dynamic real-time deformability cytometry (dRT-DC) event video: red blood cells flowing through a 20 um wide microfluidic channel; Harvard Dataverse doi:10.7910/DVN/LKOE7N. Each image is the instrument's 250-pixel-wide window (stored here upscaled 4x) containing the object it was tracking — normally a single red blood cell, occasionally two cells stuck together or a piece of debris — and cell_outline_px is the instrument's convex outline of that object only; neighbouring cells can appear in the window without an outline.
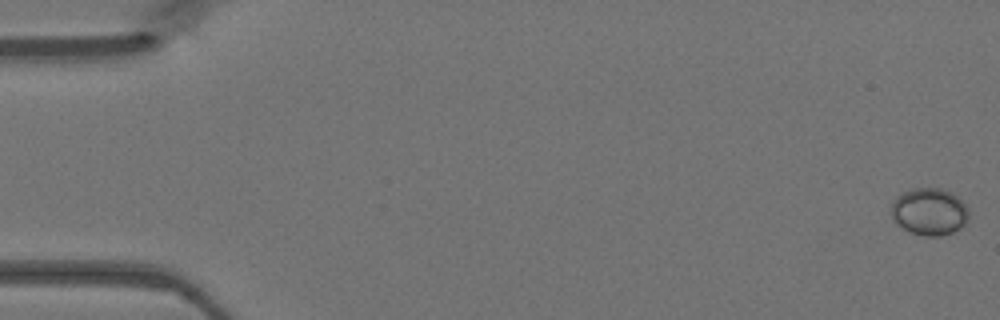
{"species": "Egyptian fruit bat (a non-hibernating species)", "species_latin": "Rousettus aegyptiacus", "temperature_condition": "warm", "stored_images_in_passage": 48, "camera_frame_rate_fps": 3000, "um_per_image_px": 0.085, "animal": {"sex": "female"}, "frame": {"image": 1, "passage_image": 1, "time_ms": 0.0, "image_size_px": [1000, 320], "cell_outline_px": [[968, 220], [960, 228], [952, 232], [940, 236], [924, 236], [908, 232], [896, 224], [892, 220], [892, 200], [896, 196], [912, 188], [940, 188], [956, 196], [968, 208]], "centroid_in_image_um": [78.96, 18.0], "position_along_channel_um": 6.0, "area_um2": 21.39}}
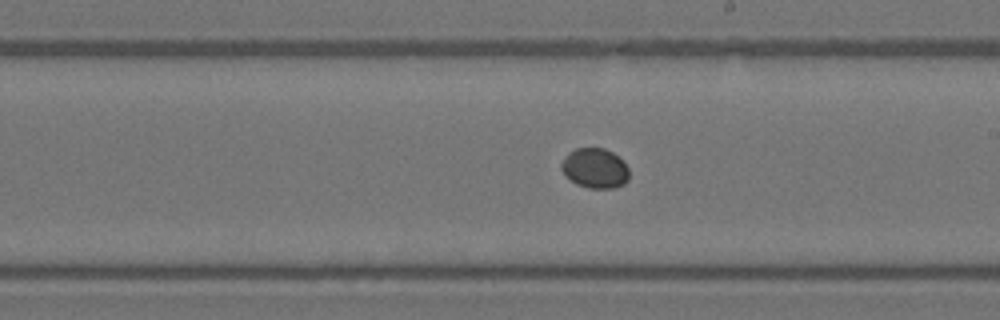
{"frame": {"image": 2, "passage_image": 28, "time_ms": 9.0, "image_size_px": [1000, 320], "cell_outline_px": [[628, 180], [624, 184], [612, 188], [588, 188], [576, 184], [564, 176], [560, 168], [560, 164], [568, 152], [576, 148], [604, 148], [612, 152], [628, 168]], "centroid_in_image_um": [50.52, 14.31], "position_along_channel_um": 238.5, "area_um2": 15.78}}
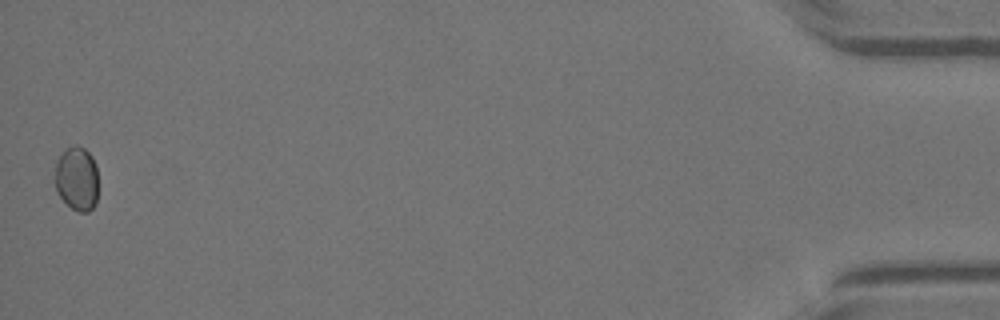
{"frame": {"image": 3, "passage_image": 48, "time_ms": 15.667, "image_size_px": [1000, 320], "cell_outline_px": [[96, 204], [88, 212], [80, 212], [72, 208], [60, 196], [56, 188], [56, 160], [64, 148], [76, 144], [84, 148], [92, 156], [96, 164]], "centroid_in_image_um": [6.53, 15.14], "position_along_channel_um": 428.7, "area_um2": 16.07}}